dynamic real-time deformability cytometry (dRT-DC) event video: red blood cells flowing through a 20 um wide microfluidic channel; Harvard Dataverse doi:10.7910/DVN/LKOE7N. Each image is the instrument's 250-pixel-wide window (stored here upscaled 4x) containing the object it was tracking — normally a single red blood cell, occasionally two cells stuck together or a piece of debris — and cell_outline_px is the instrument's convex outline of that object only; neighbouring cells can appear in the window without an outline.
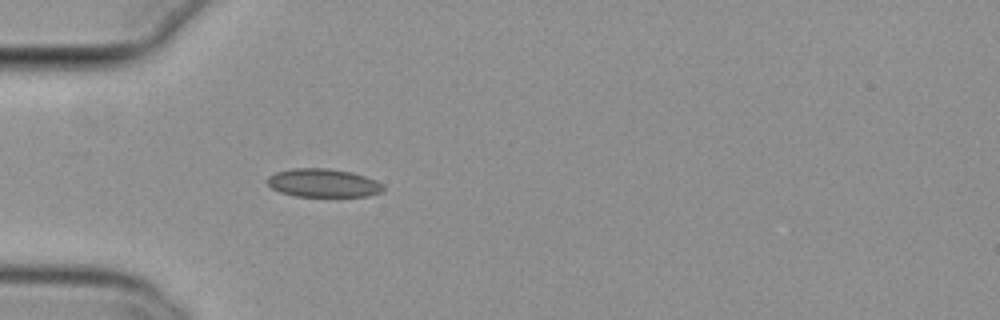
{"species": "common noctule bat (a hibernating species)", "species_latin": "Nyctalus noctula", "temperature_condition": "cold", "stored_images_in_passage": 39, "camera_frame_rate_fps": 3000, "um_per_image_px": 0.085, "animal": {"sex": "female", "body_mass_g": 29.2, "forearm_length_mm": 56.3}, "frame": {"image": 1, "passage_image": 1, "time_ms": 0.0, "image_size_px": [1000, 320], "cell_outline_px": [[384, 188], [380, 192], [368, 196], [296, 196], [280, 192], [272, 188], [264, 180], [268, 176], [276, 172], [292, 168], [328, 168], [352, 172], [376, 180]], "centroid_in_image_um": [27.42, 15.54], "position_along_channel_um": 57.6, "area_um2": 19.13}}
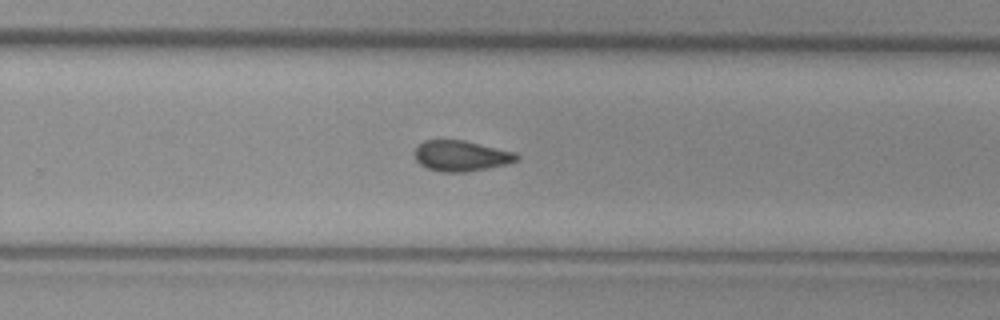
{"frame": {"image": 2, "passage_image": 20, "time_ms": 6.333, "image_size_px": [1000, 320], "cell_outline_px": [[520, 156], [516, 160], [508, 164], [464, 172], [444, 172], [424, 168], [416, 160], [416, 148], [424, 140], [464, 140], [516, 152]], "centroid_in_image_um": [39.21, 13.25], "position_along_channel_um": 290.6, "area_um2": 18.15}}
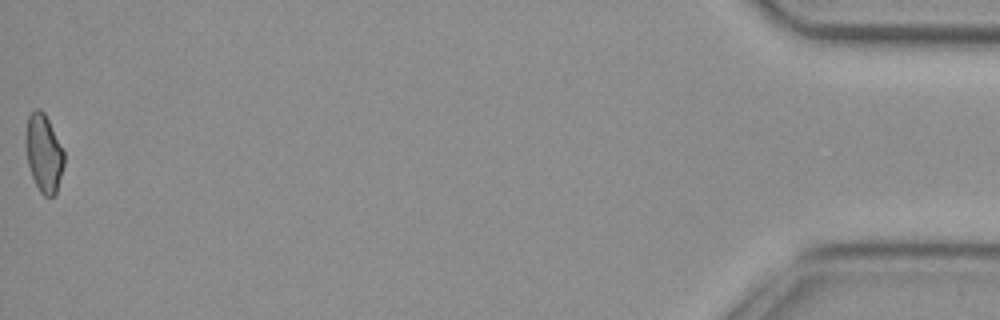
{"frame": {"image": 3, "passage_image": 39, "time_ms": 12.667, "image_size_px": [1000, 320], "cell_outline_px": [[64, 164], [56, 196], [44, 196], [40, 192], [32, 176], [28, 164], [24, 140], [28, 116], [36, 108], [40, 108], [44, 112], [64, 152]], "centroid_in_image_um": [3.71, 13.03], "position_along_channel_um": 431.5, "area_um2": 17.4}, "authors_computed_cell_mechanics": {"area_um2": 18.3226, "velocity_mm_per_s": 3.7946, "shape_relaxation_time_tau1_ms": null, "shape_relaxation_time_tau2_ms": 3.6768, "deformation_change_tau1": null, "deformation_change_tau2": 0.0929}}